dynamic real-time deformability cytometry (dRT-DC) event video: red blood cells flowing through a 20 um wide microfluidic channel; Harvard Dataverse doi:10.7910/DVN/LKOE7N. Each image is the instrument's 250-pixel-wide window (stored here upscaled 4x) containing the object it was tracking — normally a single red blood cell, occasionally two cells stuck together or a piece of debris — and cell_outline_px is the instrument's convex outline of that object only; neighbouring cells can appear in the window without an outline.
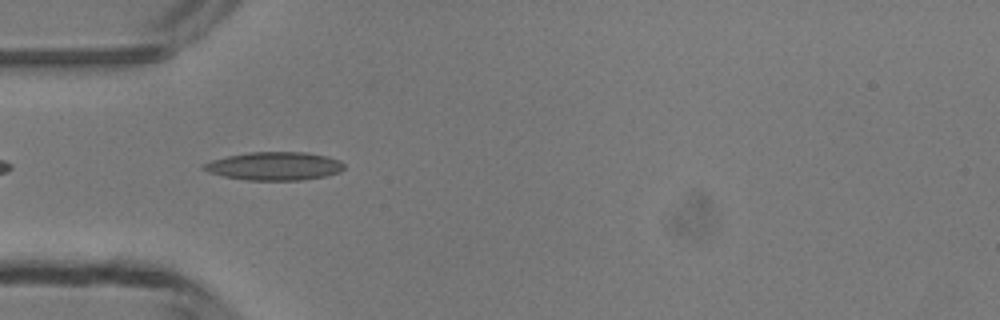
{"species": "common noctule bat (a hibernating species)", "species_latin": "Nyctalus noctula", "temperature_condition": "room temperature", "stored_images_in_passage": 5, "camera_frame_rate_fps": 3000, "um_per_image_px": 0.085, "animal": {"sex": "male", "body_mass_g": 13.3}, "frame": {"image": 1, "passage_image": 4, "time_ms": 3.667, "image_size_px": [1000, 320], "cell_outline_px": [[344, 168], [340, 172], [324, 176], [300, 180], [248, 180], [224, 176], [208, 172], [200, 168], [204, 164], [212, 160], [228, 156], [248, 152], [304, 152], [328, 156], [340, 160], [344, 164]], "centroid_in_image_um": [23.34, 14.11], "position_along_channel_um": 61.7, "area_um2": 23.06}}
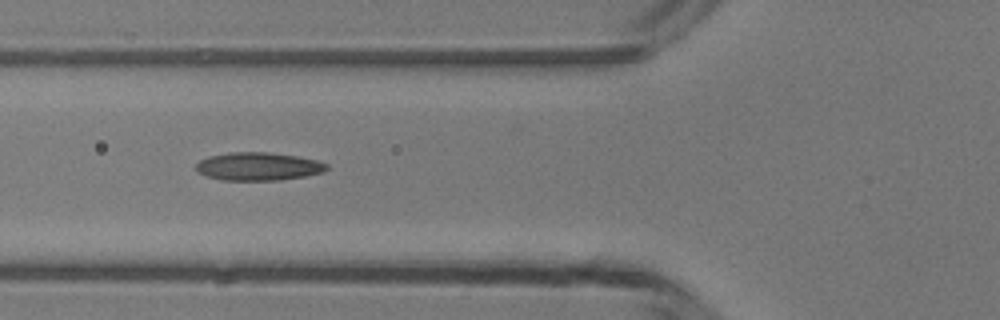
{"frame": {"image": 2, "passage_image": 5, "time_ms": 4.667, "image_size_px": [1000, 320], "cell_outline_px": [[328, 168], [324, 172], [304, 176], [280, 180], [220, 180], [196, 172], [196, 164], [200, 160], [208, 156], [232, 152], [268, 152], [296, 156], [316, 160], [328, 164]], "centroid_in_image_um": [21.94, 14.14], "position_along_channel_um": 103.9, "area_um2": 21.39}}